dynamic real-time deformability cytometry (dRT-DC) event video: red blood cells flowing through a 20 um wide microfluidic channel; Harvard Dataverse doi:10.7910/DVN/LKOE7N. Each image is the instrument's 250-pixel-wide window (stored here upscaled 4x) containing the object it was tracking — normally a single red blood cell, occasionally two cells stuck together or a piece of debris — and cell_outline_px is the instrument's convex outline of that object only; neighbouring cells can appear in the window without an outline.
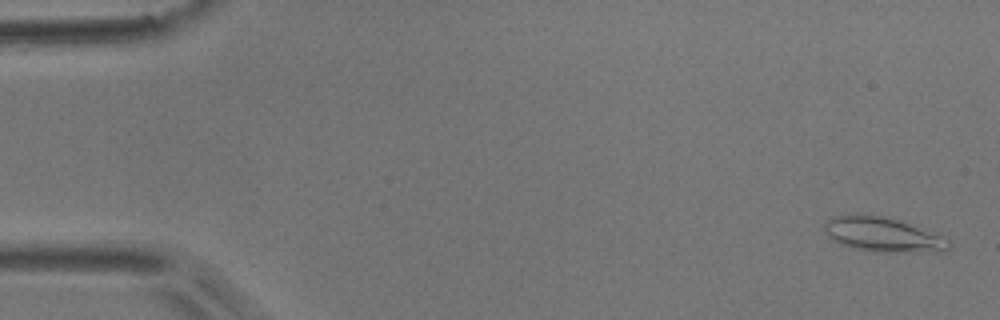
{"species": "common noctule bat (a hibernating species)", "species_latin": "Nyctalus noctula", "temperature_condition": "room temperature", "stored_images_in_passage": 5, "camera_frame_rate_fps": 3000, "um_per_image_px": 0.085, "animal": {"sex": "male", "body_mass_g": 17.9}, "frame": {"image": 1, "passage_image": 1, "time_ms": 0.0, "image_size_px": [1000, 320], "cell_outline_px": [[948, 248], [936, 252], [876, 252], [852, 248], [840, 244], [832, 240], [824, 232], [824, 224], [832, 216], [856, 212], [860, 212], [884, 216], [920, 224], [948, 240]], "centroid_in_image_um": [75.01, 19.89], "position_along_channel_um": 10.0, "area_um2": 26.01}}